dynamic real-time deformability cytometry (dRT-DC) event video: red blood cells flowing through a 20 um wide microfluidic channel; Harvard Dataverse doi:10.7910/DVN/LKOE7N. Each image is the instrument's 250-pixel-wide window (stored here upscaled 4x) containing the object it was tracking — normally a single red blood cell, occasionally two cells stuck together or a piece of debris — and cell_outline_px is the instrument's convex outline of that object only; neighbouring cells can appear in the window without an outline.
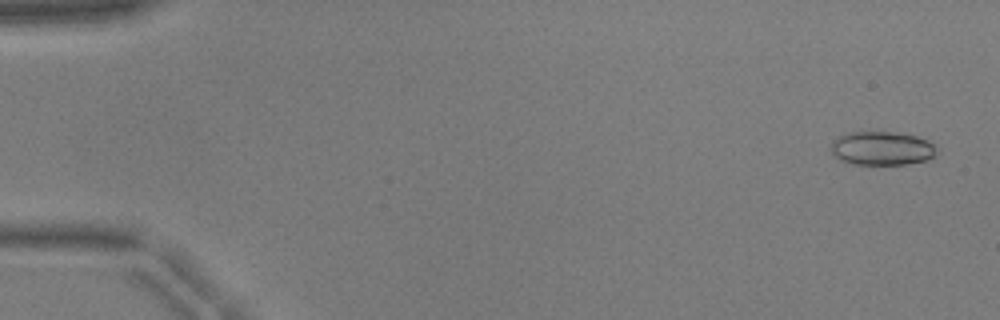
{"species": "common noctule bat (a hibernating species)", "species_latin": "Nyctalus noctula", "temperature_condition": "warm", "stored_images_in_passage": 52, "camera_frame_rate_fps": 3000, "um_per_image_px": 0.085, "animal": {"sex": "male", "body_mass_g": 17.9, "forearm_length_mm": 54.2}, "frame": {"image": 1, "passage_image": 3, "time_ms": 0.667, "image_size_px": [1000, 320], "cell_outline_px": [[940, 148], [928, 160], [908, 164], [852, 164], [840, 160], [832, 156], [832, 140], [848, 132], [888, 132], [916, 136], [928, 140]], "centroid_in_image_um": [74.97, 12.62], "position_along_channel_um": 10.0, "area_um2": 20.87}}
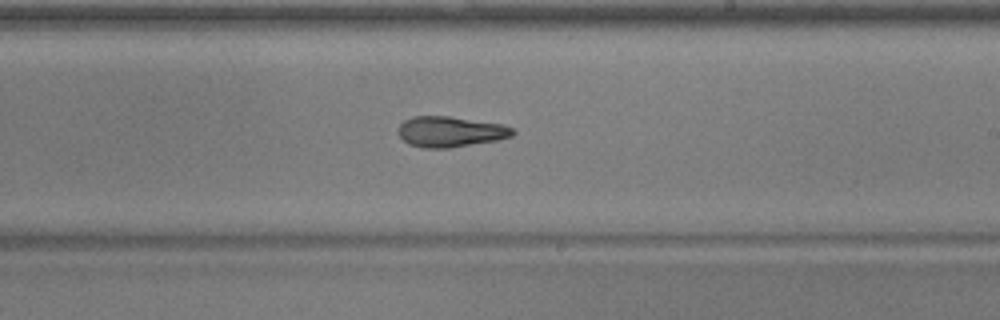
{"frame": {"image": 2, "passage_image": 32, "time_ms": 10.333, "image_size_px": [1000, 320], "cell_outline_px": [[516, 132], [512, 136], [496, 140], [448, 148], [424, 148], [408, 144], [396, 132], [400, 124], [404, 120], [412, 116], [448, 116], [504, 124], [512, 128]], "centroid_in_image_um": [38.26, 11.19], "position_along_channel_um": 250.7, "area_um2": 20.46}}
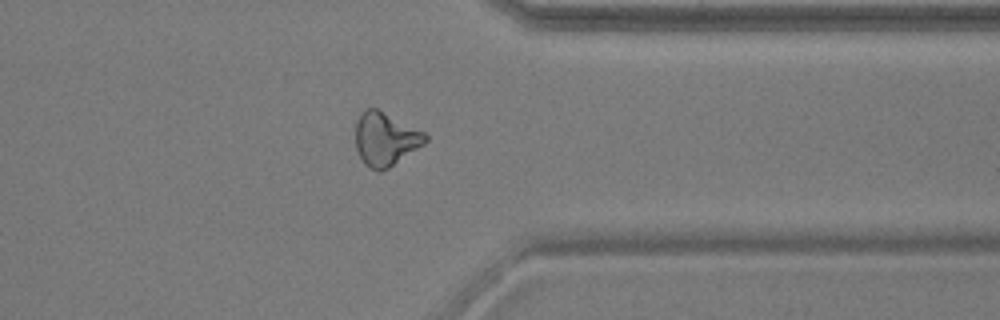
{"frame": {"image": 3, "passage_image": 42, "time_ms": 13.667, "image_size_px": [1000, 320], "cell_outline_px": [[428, 140], [424, 144], [388, 168], [380, 172], [368, 168], [364, 164], [356, 148], [356, 120], [360, 112], [364, 108], [376, 108], [424, 132], [428, 136]], "centroid_in_image_um": [32.73, 11.82], "position_along_channel_um": 378.7, "area_um2": 21.68}, "authors_computed_cell_mechanics": {"area_um2": 20.8658, "velocity_mm_per_s": 3.9702, "shape_relaxation_time_tau1_ms": 6.4269, "shape_relaxation_time_tau2_ms": 3.079, "deformation_change_tau1": 0.2331, "deformation_change_tau2": 0.1311}}